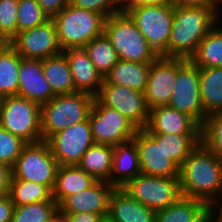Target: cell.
I'll return each mask as SVG.
<instances>
[{"mask_svg": "<svg viewBox=\"0 0 222 222\" xmlns=\"http://www.w3.org/2000/svg\"><path fill=\"white\" fill-rule=\"evenodd\" d=\"M14 207L9 194L0 196V222H11Z\"/></svg>", "mask_w": 222, "mask_h": 222, "instance_id": "obj_42", "label": "cell"}, {"mask_svg": "<svg viewBox=\"0 0 222 222\" xmlns=\"http://www.w3.org/2000/svg\"><path fill=\"white\" fill-rule=\"evenodd\" d=\"M96 181L78 165H59L52 198L59 205L67 196L89 188Z\"/></svg>", "mask_w": 222, "mask_h": 222, "instance_id": "obj_24", "label": "cell"}, {"mask_svg": "<svg viewBox=\"0 0 222 222\" xmlns=\"http://www.w3.org/2000/svg\"><path fill=\"white\" fill-rule=\"evenodd\" d=\"M43 11L49 18L54 17L66 6L70 4V0H36Z\"/></svg>", "mask_w": 222, "mask_h": 222, "instance_id": "obj_40", "label": "cell"}, {"mask_svg": "<svg viewBox=\"0 0 222 222\" xmlns=\"http://www.w3.org/2000/svg\"><path fill=\"white\" fill-rule=\"evenodd\" d=\"M201 143L222 159V111L206 117L201 127Z\"/></svg>", "mask_w": 222, "mask_h": 222, "instance_id": "obj_35", "label": "cell"}, {"mask_svg": "<svg viewBox=\"0 0 222 222\" xmlns=\"http://www.w3.org/2000/svg\"><path fill=\"white\" fill-rule=\"evenodd\" d=\"M199 68H222V27H215L201 40L190 58Z\"/></svg>", "mask_w": 222, "mask_h": 222, "instance_id": "obj_30", "label": "cell"}, {"mask_svg": "<svg viewBox=\"0 0 222 222\" xmlns=\"http://www.w3.org/2000/svg\"><path fill=\"white\" fill-rule=\"evenodd\" d=\"M155 211L115 188L109 201L108 216L114 222H155Z\"/></svg>", "mask_w": 222, "mask_h": 222, "instance_id": "obj_21", "label": "cell"}, {"mask_svg": "<svg viewBox=\"0 0 222 222\" xmlns=\"http://www.w3.org/2000/svg\"><path fill=\"white\" fill-rule=\"evenodd\" d=\"M68 217L69 222H99L102 216L108 214H96L91 212H83L76 214H64Z\"/></svg>", "mask_w": 222, "mask_h": 222, "instance_id": "obj_43", "label": "cell"}, {"mask_svg": "<svg viewBox=\"0 0 222 222\" xmlns=\"http://www.w3.org/2000/svg\"><path fill=\"white\" fill-rule=\"evenodd\" d=\"M59 164L45 140L27 143L12 167V179L27 180L54 188Z\"/></svg>", "mask_w": 222, "mask_h": 222, "instance_id": "obj_8", "label": "cell"}, {"mask_svg": "<svg viewBox=\"0 0 222 222\" xmlns=\"http://www.w3.org/2000/svg\"><path fill=\"white\" fill-rule=\"evenodd\" d=\"M151 63L119 60L104 78L103 84H116L145 92Z\"/></svg>", "mask_w": 222, "mask_h": 222, "instance_id": "obj_25", "label": "cell"}, {"mask_svg": "<svg viewBox=\"0 0 222 222\" xmlns=\"http://www.w3.org/2000/svg\"><path fill=\"white\" fill-rule=\"evenodd\" d=\"M140 4L146 5V0H137V5Z\"/></svg>", "mask_w": 222, "mask_h": 222, "instance_id": "obj_53", "label": "cell"}, {"mask_svg": "<svg viewBox=\"0 0 222 222\" xmlns=\"http://www.w3.org/2000/svg\"><path fill=\"white\" fill-rule=\"evenodd\" d=\"M43 73L55 95L76 93L69 62L63 52L43 60Z\"/></svg>", "mask_w": 222, "mask_h": 222, "instance_id": "obj_27", "label": "cell"}, {"mask_svg": "<svg viewBox=\"0 0 222 222\" xmlns=\"http://www.w3.org/2000/svg\"><path fill=\"white\" fill-rule=\"evenodd\" d=\"M21 56L9 45L0 54V97L18 95Z\"/></svg>", "mask_w": 222, "mask_h": 222, "instance_id": "obj_29", "label": "cell"}, {"mask_svg": "<svg viewBox=\"0 0 222 222\" xmlns=\"http://www.w3.org/2000/svg\"><path fill=\"white\" fill-rule=\"evenodd\" d=\"M99 222H114L108 215L102 216Z\"/></svg>", "mask_w": 222, "mask_h": 222, "instance_id": "obj_52", "label": "cell"}, {"mask_svg": "<svg viewBox=\"0 0 222 222\" xmlns=\"http://www.w3.org/2000/svg\"><path fill=\"white\" fill-rule=\"evenodd\" d=\"M210 211L203 201L181 196L172 205L156 211L155 222H208Z\"/></svg>", "mask_w": 222, "mask_h": 222, "instance_id": "obj_23", "label": "cell"}, {"mask_svg": "<svg viewBox=\"0 0 222 222\" xmlns=\"http://www.w3.org/2000/svg\"><path fill=\"white\" fill-rule=\"evenodd\" d=\"M62 52L69 62L76 92L87 93L95 97L104 82V77L95 68L85 49L70 48Z\"/></svg>", "mask_w": 222, "mask_h": 222, "instance_id": "obj_20", "label": "cell"}, {"mask_svg": "<svg viewBox=\"0 0 222 222\" xmlns=\"http://www.w3.org/2000/svg\"><path fill=\"white\" fill-rule=\"evenodd\" d=\"M18 32L44 24L50 18L36 0H19Z\"/></svg>", "mask_w": 222, "mask_h": 222, "instance_id": "obj_36", "label": "cell"}, {"mask_svg": "<svg viewBox=\"0 0 222 222\" xmlns=\"http://www.w3.org/2000/svg\"><path fill=\"white\" fill-rule=\"evenodd\" d=\"M26 144L21 137L0 126V163L13 167Z\"/></svg>", "mask_w": 222, "mask_h": 222, "instance_id": "obj_37", "label": "cell"}, {"mask_svg": "<svg viewBox=\"0 0 222 222\" xmlns=\"http://www.w3.org/2000/svg\"><path fill=\"white\" fill-rule=\"evenodd\" d=\"M159 56L168 52L174 5H135L125 11Z\"/></svg>", "mask_w": 222, "mask_h": 222, "instance_id": "obj_7", "label": "cell"}, {"mask_svg": "<svg viewBox=\"0 0 222 222\" xmlns=\"http://www.w3.org/2000/svg\"><path fill=\"white\" fill-rule=\"evenodd\" d=\"M95 144L115 146L130 141L138 128L116 109L101 105L94 99L89 114Z\"/></svg>", "mask_w": 222, "mask_h": 222, "instance_id": "obj_11", "label": "cell"}, {"mask_svg": "<svg viewBox=\"0 0 222 222\" xmlns=\"http://www.w3.org/2000/svg\"><path fill=\"white\" fill-rule=\"evenodd\" d=\"M58 210L56 201H40L15 206L11 222H50Z\"/></svg>", "mask_w": 222, "mask_h": 222, "instance_id": "obj_34", "label": "cell"}, {"mask_svg": "<svg viewBox=\"0 0 222 222\" xmlns=\"http://www.w3.org/2000/svg\"><path fill=\"white\" fill-rule=\"evenodd\" d=\"M177 58L159 56L151 63L145 90L149 109L166 106L176 86Z\"/></svg>", "mask_w": 222, "mask_h": 222, "instance_id": "obj_16", "label": "cell"}, {"mask_svg": "<svg viewBox=\"0 0 222 222\" xmlns=\"http://www.w3.org/2000/svg\"><path fill=\"white\" fill-rule=\"evenodd\" d=\"M95 97L76 92L55 95L48 103L41 105L42 139L89 118Z\"/></svg>", "mask_w": 222, "mask_h": 222, "instance_id": "obj_5", "label": "cell"}, {"mask_svg": "<svg viewBox=\"0 0 222 222\" xmlns=\"http://www.w3.org/2000/svg\"><path fill=\"white\" fill-rule=\"evenodd\" d=\"M95 99L104 106L116 109L138 129H144L149 117L145 93L116 84H102Z\"/></svg>", "mask_w": 222, "mask_h": 222, "instance_id": "obj_12", "label": "cell"}, {"mask_svg": "<svg viewBox=\"0 0 222 222\" xmlns=\"http://www.w3.org/2000/svg\"><path fill=\"white\" fill-rule=\"evenodd\" d=\"M222 3V0H210V7L212 8V10H213V12L219 17V16H221L220 15V10H218V9H220V8H218L219 6H221V5H219V4H221ZM219 12V13H218Z\"/></svg>", "mask_w": 222, "mask_h": 222, "instance_id": "obj_47", "label": "cell"}, {"mask_svg": "<svg viewBox=\"0 0 222 222\" xmlns=\"http://www.w3.org/2000/svg\"><path fill=\"white\" fill-rule=\"evenodd\" d=\"M72 6L95 11L105 18L121 12L120 4L116 0H70Z\"/></svg>", "mask_w": 222, "mask_h": 222, "instance_id": "obj_39", "label": "cell"}, {"mask_svg": "<svg viewBox=\"0 0 222 222\" xmlns=\"http://www.w3.org/2000/svg\"><path fill=\"white\" fill-rule=\"evenodd\" d=\"M83 48L104 78L119 61L115 48L104 33L92 39Z\"/></svg>", "mask_w": 222, "mask_h": 222, "instance_id": "obj_31", "label": "cell"}, {"mask_svg": "<svg viewBox=\"0 0 222 222\" xmlns=\"http://www.w3.org/2000/svg\"><path fill=\"white\" fill-rule=\"evenodd\" d=\"M218 19L210 6L174 7L168 52L163 57L190 59Z\"/></svg>", "mask_w": 222, "mask_h": 222, "instance_id": "obj_2", "label": "cell"}, {"mask_svg": "<svg viewBox=\"0 0 222 222\" xmlns=\"http://www.w3.org/2000/svg\"><path fill=\"white\" fill-rule=\"evenodd\" d=\"M199 86L204 114L222 111V68H199Z\"/></svg>", "mask_w": 222, "mask_h": 222, "instance_id": "obj_26", "label": "cell"}, {"mask_svg": "<svg viewBox=\"0 0 222 222\" xmlns=\"http://www.w3.org/2000/svg\"><path fill=\"white\" fill-rule=\"evenodd\" d=\"M200 143L201 135L162 134V149L179 168Z\"/></svg>", "mask_w": 222, "mask_h": 222, "instance_id": "obj_33", "label": "cell"}, {"mask_svg": "<svg viewBox=\"0 0 222 222\" xmlns=\"http://www.w3.org/2000/svg\"><path fill=\"white\" fill-rule=\"evenodd\" d=\"M146 133L201 135V126L189 115L168 105L149 109Z\"/></svg>", "mask_w": 222, "mask_h": 222, "instance_id": "obj_18", "label": "cell"}, {"mask_svg": "<svg viewBox=\"0 0 222 222\" xmlns=\"http://www.w3.org/2000/svg\"><path fill=\"white\" fill-rule=\"evenodd\" d=\"M104 34L115 48L119 60L152 63L159 57L126 12L106 18Z\"/></svg>", "mask_w": 222, "mask_h": 222, "instance_id": "obj_4", "label": "cell"}, {"mask_svg": "<svg viewBox=\"0 0 222 222\" xmlns=\"http://www.w3.org/2000/svg\"><path fill=\"white\" fill-rule=\"evenodd\" d=\"M121 189L131 198L155 212L172 205L182 196L179 177H156L139 174Z\"/></svg>", "mask_w": 222, "mask_h": 222, "instance_id": "obj_10", "label": "cell"}, {"mask_svg": "<svg viewBox=\"0 0 222 222\" xmlns=\"http://www.w3.org/2000/svg\"><path fill=\"white\" fill-rule=\"evenodd\" d=\"M10 45L26 59L44 60L62 52L52 18L44 24L18 32Z\"/></svg>", "mask_w": 222, "mask_h": 222, "instance_id": "obj_14", "label": "cell"}, {"mask_svg": "<svg viewBox=\"0 0 222 222\" xmlns=\"http://www.w3.org/2000/svg\"><path fill=\"white\" fill-rule=\"evenodd\" d=\"M138 149L141 174L156 177H179V167L162 149V134L138 129L133 137Z\"/></svg>", "mask_w": 222, "mask_h": 222, "instance_id": "obj_15", "label": "cell"}, {"mask_svg": "<svg viewBox=\"0 0 222 222\" xmlns=\"http://www.w3.org/2000/svg\"><path fill=\"white\" fill-rule=\"evenodd\" d=\"M12 177V167L0 163V196L9 194Z\"/></svg>", "mask_w": 222, "mask_h": 222, "instance_id": "obj_41", "label": "cell"}, {"mask_svg": "<svg viewBox=\"0 0 222 222\" xmlns=\"http://www.w3.org/2000/svg\"><path fill=\"white\" fill-rule=\"evenodd\" d=\"M50 222H69V219L66 215L62 214L59 210L51 218Z\"/></svg>", "mask_w": 222, "mask_h": 222, "instance_id": "obj_46", "label": "cell"}, {"mask_svg": "<svg viewBox=\"0 0 222 222\" xmlns=\"http://www.w3.org/2000/svg\"><path fill=\"white\" fill-rule=\"evenodd\" d=\"M114 146L93 144L82 156L78 166L92 175L97 181L110 183L113 166Z\"/></svg>", "mask_w": 222, "mask_h": 222, "instance_id": "obj_28", "label": "cell"}, {"mask_svg": "<svg viewBox=\"0 0 222 222\" xmlns=\"http://www.w3.org/2000/svg\"><path fill=\"white\" fill-rule=\"evenodd\" d=\"M116 1L120 4L122 12H125L130 7L137 5V0H116Z\"/></svg>", "mask_w": 222, "mask_h": 222, "instance_id": "obj_45", "label": "cell"}, {"mask_svg": "<svg viewBox=\"0 0 222 222\" xmlns=\"http://www.w3.org/2000/svg\"><path fill=\"white\" fill-rule=\"evenodd\" d=\"M171 4L170 0H146V5H165Z\"/></svg>", "mask_w": 222, "mask_h": 222, "instance_id": "obj_50", "label": "cell"}, {"mask_svg": "<svg viewBox=\"0 0 222 222\" xmlns=\"http://www.w3.org/2000/svg\"><path fill=\"white\" fill-rule=\"evenodd\" d=\"M9 45H10V41L5 36L0 34V54Z\"/></svg>", "mask_w": 222, "mask_h": 222, "instance_id": "obj_49", "label": "cell"}, {"mask_svg": "<svg viewBox=\"0 0 222 222\" xmlns=\"http://www.w3.org/2000/svg\"><path fill=\"white\" fill-rule=\"evenodd\" d=\"M115 187L109 182L96 181L89 188L67 196L59 205L62 214L91 212L108 214L109 201Z\"/></svg>", "mask_w": 222, "mask_h": 222, "instance_id": "obj_17", "label": "cell"}, {"mask_svg": "<svg viewBox=\"0 0 222 222\" xmlns=\"http://www.w3.org/2000/svg\"><path fill=\"white\" fill-rule=\"evenodd\" d=\"M175 81L168 106L191 116L202 127L207 116L200 95L199 67L191 59L177 58Z\"/></svg>", "mask_w": 222, "mask_h": 222, "instance_id": "obj_9", "label": "cell"}, {"mask_svg": "<svg viewBox=\"0 0 222 222\" xmlns=\"http://www.w3.org/2000/svg\"><path fill=\"white\" fill-rule=\"evenodd\" d=\"M174 7L210 6V0H170Z\"/></svg>", "mask_w": 222, "mask_h": 222, "instance_id": "obj_44", "label": "cell"}, {"mask_svg": "<svg viewBox=\"0 0 222 222\" xmlns=\"http://www.w3.org/2000/svg\"><path fill=\"white\" fill-rule=\"evenodd\" d=\"M62 51L83 48L92 39L104 33L106 18L95 11L69 4L52 17Z\"/></svg>", "mask_w": 222, "mask_h": 222, "instance_id": "obj_3", "label": "cell"}, {"mask_svg": "<svg viewBox=\"0 0 222 222\" xmlns=\"http://www.w3.org/2000/svg\"><path fill=\"white\" fill-rule=\"evenodd\" d=\"M9 196L14 206L40 201H55L52 198V191L46 185L20 179L11 180Z\"/></svg>", "mask_w": 222, "mask_h": 222, "instance_id": "obj_32", "label": "cell"}, {"mask_svg": "<svg viewBox=\"0 0 222 222\" xmlns=\"http://www.w3.org/2000/svg\"><path fill=\"white\" fill-rule=\"evenodd\" d=\"M19 0H0V34L9 41L18 33Z\"/></svg>", "mask_w": 222, "mask_h": 222, "instance_id": "obj_38", "label": "cell"}, {"mask_svg": "<svg viewBox=\"0 0 222 222\" xmlns=\"http://www.w3.org/2000/svg\"><path fill=\"white\" fill-rule=\"evenodd\" d=\"M46 142L59 165H78L94 144L89 118L52 134Z\"/></svg>", "mask_w": 222, "mask_h": 222, "instance_id": "obj_13", "label": "cell"}, {"mask_svg": "<svg viewBox=\"0 0 222 222\" xmlns=\"http://www.w3.org/2000/svg\"><path fill=\"white\" fill-rule=\"evenodd\" d=\"M0 126L27 143L42 141L41 106L19 95L4 97L0 105Z\"/></svg>", "mask_w": 222, "mask_h": 222, "instance_id": "obj_6", "label": "cell"}, {"mask_svg": "<svg viewBox=\"0 0 222 222\" xmlns=\"http://www.w3.org/2000/svg\"><path fill=\"white\" fill-rule=\"evenodd\" d=\"M214 211H218L217 213L222 214V198L220 201L216 204V206L213 208Z\"/></svg>", "mask_w": 222, "mask_h": 222, "instance_id": "obj_51", "label": "cell"}, {"mask_svg": "<svg viewBox=\"0 0 222 222\" xmlns=\"http://www.w3.org/2000/svg\"><path fill=\"white\" fill-rule=\"evenodd\" d=\"M139 174H141V169L135 141L132 139L115 145L110 184L115 188H121Z\"/></svg>", "mask_w": 222, "mask_h": 222, "instance_id": "obj_22", "label": "cell"}, {"mask_svg": "<svg viewBox=\"0 0 222 222\" xmlns=\"http://www.w3.org/2000/svg\"><path fill=\"white\" fill-rule=\"evenodd\" d=\"M18 95L40 106L55 96L44 76L43 60L21 58Z\"/></svg>", "mask_w": 222, "mask_h": 222, "instance_id": "obj_19", "label": "cell"}, {"mask_svg": "<svg viewBox=\"0 0 222 222\" xmlns=\"http://www.w3.org/2000/svg\"><path fill=\"white\" fill-rule=\"evenodd\" d=\"M208 222H222V214H219V213L217 214L216 211L211 209Z\"/></svg>", "mask_w": 222, "mask_h": 222, "instance_id": "obj_48", "label": "cell"}, {"mask_svg": "<svg viewBox=\"0 0 222 222\" xmlns=\"http://www.w3.org/2000/svg\"><path fill=\"white\" fill-rule=\"evenodd\" d=\"M179 184L183 197L213 209L222 198V159L200 143L179 168Z\"/></svg>", "mask_w": 222, "mask_h": 222, "instance_id": "obj_1", "label": "cell"}]
</instances>
